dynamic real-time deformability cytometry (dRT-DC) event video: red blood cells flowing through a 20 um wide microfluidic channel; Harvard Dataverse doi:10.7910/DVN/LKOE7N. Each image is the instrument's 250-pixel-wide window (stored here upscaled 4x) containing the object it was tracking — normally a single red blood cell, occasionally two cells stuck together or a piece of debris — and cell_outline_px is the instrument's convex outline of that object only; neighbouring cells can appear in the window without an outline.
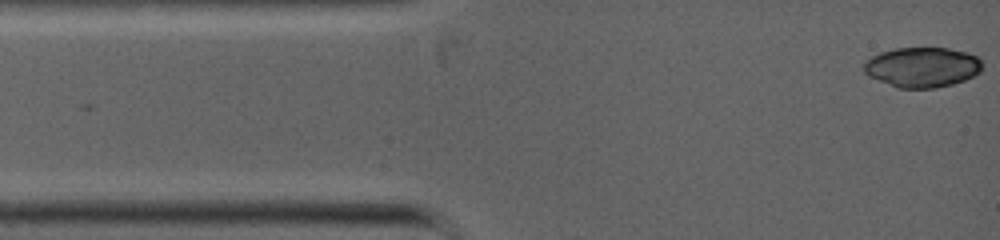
{"species": "common noctule bat (a hibernating species)", "species_latin": "Nyctalus noctula", "temperature_condition": "warm", "stored_images_in_passage": 4, "camera_frame_rate_fps": 5000, "um_per_image_px": 0.085, "animal": {"sex": "female", "body_mass_g": 19.0, "forearm_length_mm": 53.3}, "frame": {"image": 1, "passage_image": 1, "time_ms": 0.0, "image_size_px": [1000, 240], "cell_outline_px": [[980, 72], [964, 80], [952, 84], [936, 88], [896, 88], [868, 76], [864, 72], [864, 60], [880, 52], [896, 48], [948, 48], [968, 52], [976, 56], [980, 60]], "centroid_in_image_um": [78.35, 5.71], "position_along_channel_um": 6.7, "area_um2": 27.69}}
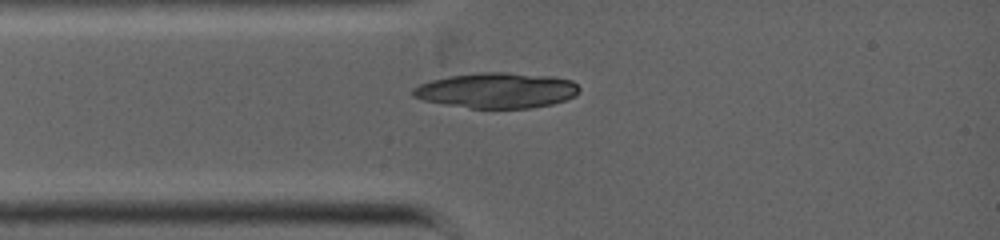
{"frame": {"image": 2, "passage_image": 4, "time_ms": 2.0, "image_size_px": [1000, 240], "cell_outline_px": [[580, 92], [564, 100], [552, 104], [532, 108], [472, 108], [424, 100], [412, 96], [412, 88], [420, 84], [432, 80], [448, 76], [480, 72], [504, 72], [552, 76], [572, 80], [580, 88]], "centroid_in_image_um": [42.24, 7.67], "position_along_channel_um": 42.8, "area_um2": 34.16}}